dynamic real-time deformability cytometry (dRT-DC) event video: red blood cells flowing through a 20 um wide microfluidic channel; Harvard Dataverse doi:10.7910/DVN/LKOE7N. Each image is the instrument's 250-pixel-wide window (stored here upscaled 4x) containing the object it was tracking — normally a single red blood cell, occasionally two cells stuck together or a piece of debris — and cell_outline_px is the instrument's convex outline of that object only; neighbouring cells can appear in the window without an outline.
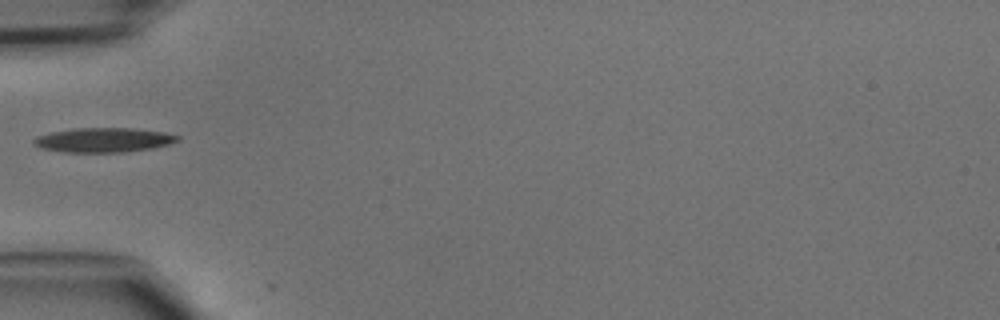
{"species": "common noctule bat (a hibernating species)", "species_latin": "Nyctalus noctula", "temperature_condition": "cold", "stored_images_in_passage": 2, "camera_frame_rate_fps": 3000, "um_per_image_px": 0.085, "animal": {"sex": "male", "body_mass_g": 15.6}, "frame": {"image": 1, "passage_image": 1, "time_ms": 0.0, "image_size_px": [1000, 320], "cell_outline_px": [[180, 140], [168, 144], [152, 148], [124, 152], [64, 152], [40, 148], [32, 144], [32, 140], [36, 136], [52, 132], [72, 128], [132, 128], [164, 132], [180, 136]], "centroid_in_image_um": [8.77, 11.9], "position_along_channel_um": 76.2, "area_um2": 20.58}}